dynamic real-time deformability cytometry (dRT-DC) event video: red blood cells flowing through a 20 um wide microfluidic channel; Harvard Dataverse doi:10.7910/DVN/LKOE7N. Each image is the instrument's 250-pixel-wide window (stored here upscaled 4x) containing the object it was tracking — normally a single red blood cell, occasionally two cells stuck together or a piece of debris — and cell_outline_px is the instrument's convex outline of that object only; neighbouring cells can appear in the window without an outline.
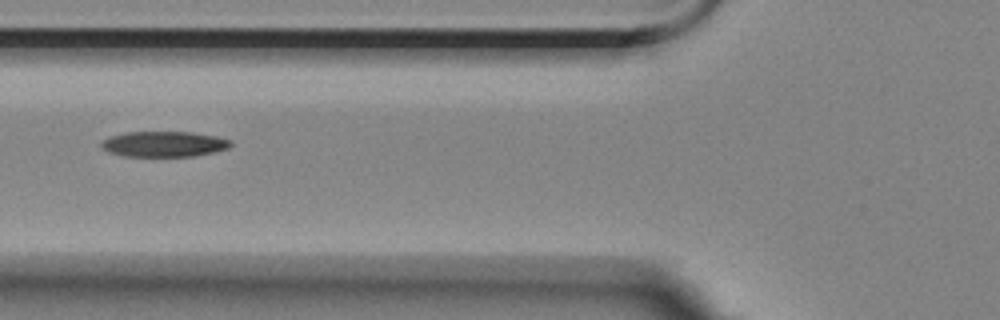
{"species": "Egyptian fruit bat (a non-hibernating species)", "species_latin": "Rousettus aegyptiacus", "temperature_condition": "room temperature", "stored_images_in_passage": 4, "camera_frame_rate_fps": 3000, "um_per_image_px": 0.085, "animal": {"sex": "female"}, "frame": {"image": 1, "passage_image": 3, "time_ms": 2.333, "image_size_px": [1000, 320], "cell_outline_px": [[232, 144], [228, 148], [212, 152], [192, 156], [124, 156], [108, 152], [100, 144], [108, 136], [124, 132], [192, 132], [216, 136], [232, 140]], "centroid_in_image_um": [13.93, 12.23], "position_along_channel_um": 111.9, "area_um2": 19.19}}
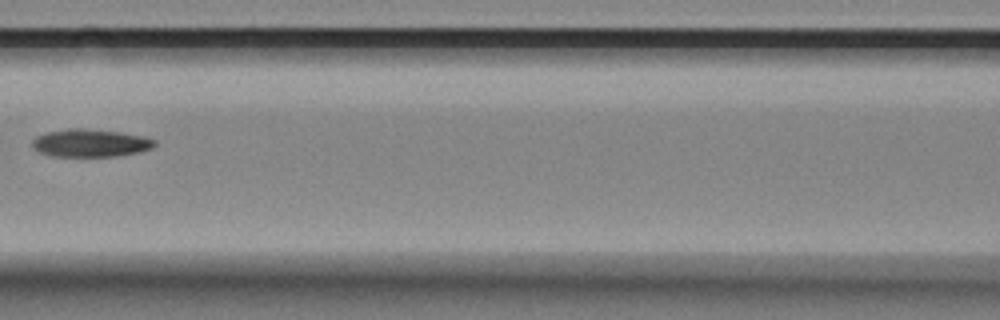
{"frame": {"image": 2, "passage_image": 4, "time_ms": 3.667, "image_size_px": [1000, 320], "cell_outline_px": [[156, 144], [152, 148], [140, 152], [116, 156], [52, 156], [40, 152], [32, 148], [32, 140], [36, 136], [48, 132], [68, 128], [84, 128], [120, 132], [144, 136], [156, 140]], "centroid_in_image_um": [7.69, 12.15], "position_along_channel_um": 158.9, "area_um2": 19.88}}